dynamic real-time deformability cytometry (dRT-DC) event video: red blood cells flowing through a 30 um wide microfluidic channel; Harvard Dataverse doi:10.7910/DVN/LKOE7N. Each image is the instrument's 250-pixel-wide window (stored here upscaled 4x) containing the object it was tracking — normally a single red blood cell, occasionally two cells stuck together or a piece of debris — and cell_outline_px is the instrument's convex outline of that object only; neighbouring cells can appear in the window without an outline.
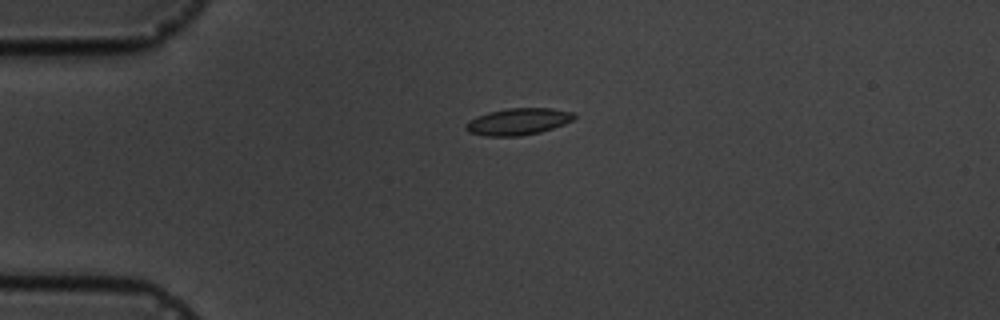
{"species": "common noctule bat (a hibernating species)", "species_latin": "Nyctalus noctula", "temperature_condition": "cold", "stored_images_in_passage": 2, "camera_frame_rate_fps": 3000, "um_per_image_px": 0.085, "animal": {"sex": "male", "body_mass_g": 19.5, "forearm_length_mm": 54.6}, "frame": {"image": 1, "passage_image": 1, "time_ms": 0.0, "image_size_px": [1000, 320], "cell_outline_px": [[576, 116], [572, 120], [564, 124], [540, 132], [520, 136], [484, 136], [468, 132], [464, 128], [464, 124], [468, 120], [476, 116], [488, 112], [508, 108], [552, 108], [572, 112]], "centroid_in_image_um": [43.98, 10.33], "position_along_channel_um": 41.0, "area_um2": 16.99}}